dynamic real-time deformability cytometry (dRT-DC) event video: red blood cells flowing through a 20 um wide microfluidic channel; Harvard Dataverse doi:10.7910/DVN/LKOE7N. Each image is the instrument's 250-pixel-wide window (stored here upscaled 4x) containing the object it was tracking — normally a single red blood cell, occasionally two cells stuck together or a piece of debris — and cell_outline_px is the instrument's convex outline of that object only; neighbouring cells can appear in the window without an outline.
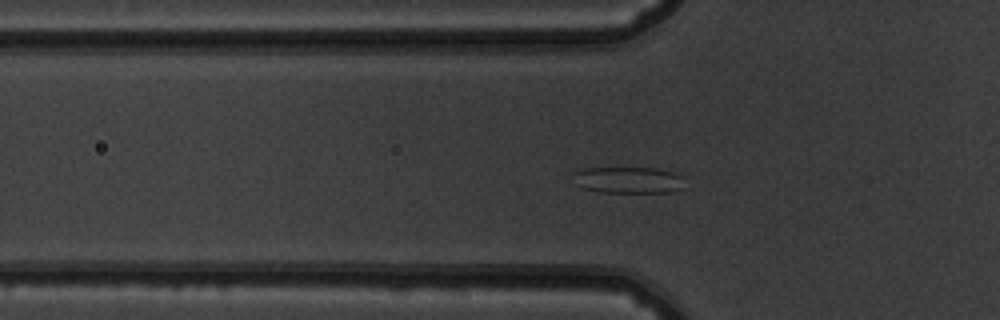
{"species": "common noctule bat (a hibernating species)", "species_latin": "Nyctalus noctula", "temperature_condition": "warm", "stored_images_in_passage": 52, "segment_of_instrument_passage": [1, 2], "camera_frame_rate_fps": 3000, "um_per_image_px": 0.085, "animal": {"sex": "male", "body_mass_g": 19.5, "forearm_length_mm": 54.6}, "frame": {"image": 1, "passage_image": 16, "time_ms": 5.0, "image_size_px": [1000, 320], "cell_outline_px": [[684, 188], [672, 192], [600, 192], [584, 188], [576, 184], [572, 172], [584, 168], [656, 168], [672, 172], [680, 176]], "centroid_in_image_um": [53.38, 15.3], "position_along_channel_um": 72.4, "area_um2": 17.11}}
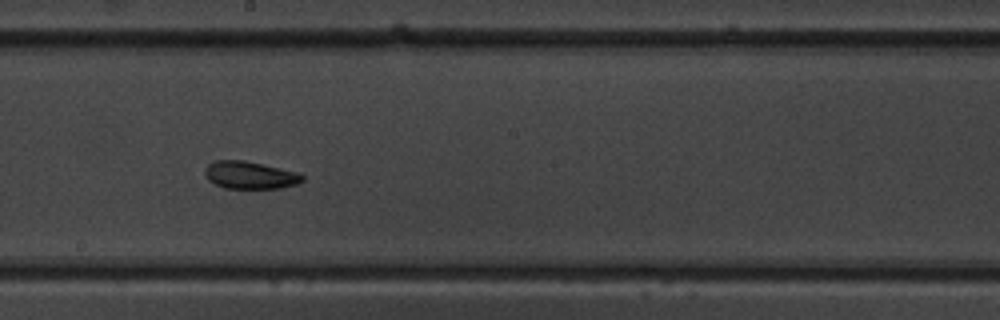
{"frame": {"image": 2, "passage_image": 28, "time_ms": 9.0, "image_size_px": [1000, 320], "cell_outline_px": [[304, 180], [296, 184], [280, 188], [224, 188], [208, 180], [204, 176], [204, 168], [212, 160], [244, 160], [300, 172], [304, 176]], "centroid_in_image_um": [21.23, 14.87], "position_along_channel_um": 227.0, "area_um2": 15.84}}
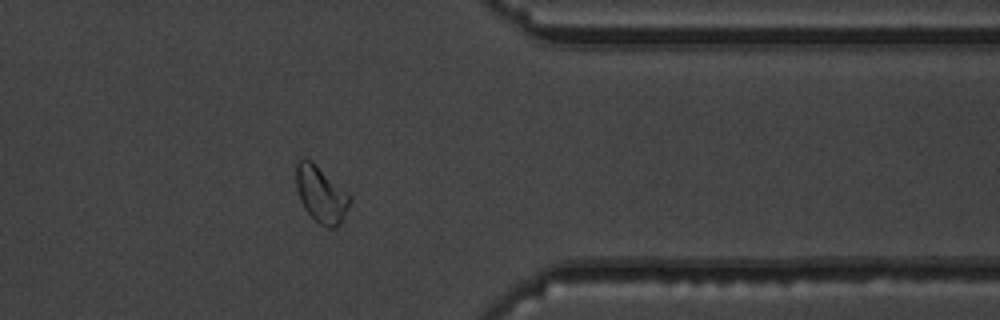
{"frame": {"image": 3, "passage_image": 41, "time_ms": 13.333, "image_size_px": [1000, 320], "cell_outline_px": [[352, 200], [344, 216], [336, 228], [328, 228], [320, 224], [304, 208], [300, 200], [296, 188], [296, 164], [300, 156], [304, 156], [312, 160], [348, 192]], "centroid_in_image_um": [27.28, 16.46], "position_along_channel_um": 384.1, "area_um2": 17.86}}